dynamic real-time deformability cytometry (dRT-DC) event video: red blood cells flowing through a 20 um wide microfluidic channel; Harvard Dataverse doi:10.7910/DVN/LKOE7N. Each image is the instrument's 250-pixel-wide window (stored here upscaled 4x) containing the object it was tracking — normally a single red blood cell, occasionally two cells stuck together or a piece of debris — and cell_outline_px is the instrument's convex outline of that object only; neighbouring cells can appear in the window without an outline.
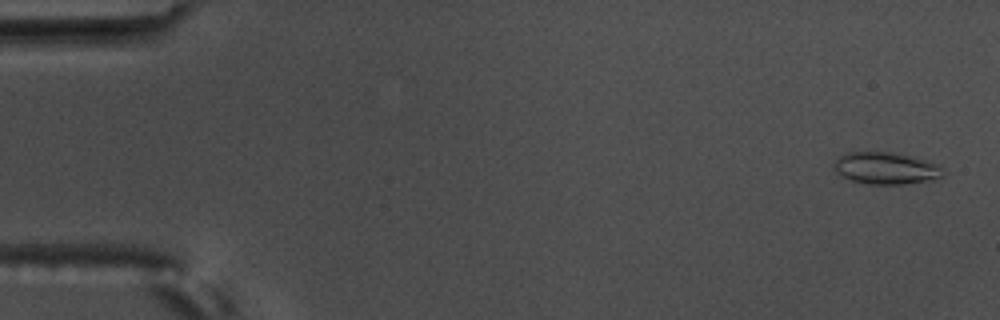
{"species": "common noctule bat (a hibernating species)", "species_latin": "Nyctalus noctula", "temperature_condition": "warm", "stored_images_in_passage": 5, "camera_frame_rate_fps": 3000, "um_per_image_px": 0.085, "animal": {"sex": "male", "body_mass_g": 17.5, "forearm_length_mm": 52.3}, "frame": {"image": 1, "passage_image": 1, "time_ms": 0.0, "image_size_px": [1000, 320], "cell_outline_px": [[944, 176], [904, 184], [868, 184], [852, 180], [836, 172], [832, 168], [832, 164], [840, 156], [852, 152], [892, 152], [912, 156], [940, 164], [944, 172]], "centroid_in_image_um": [75.3, 14.29], "position_along_channel_um": 9.7, "area_um2": 20.17}}
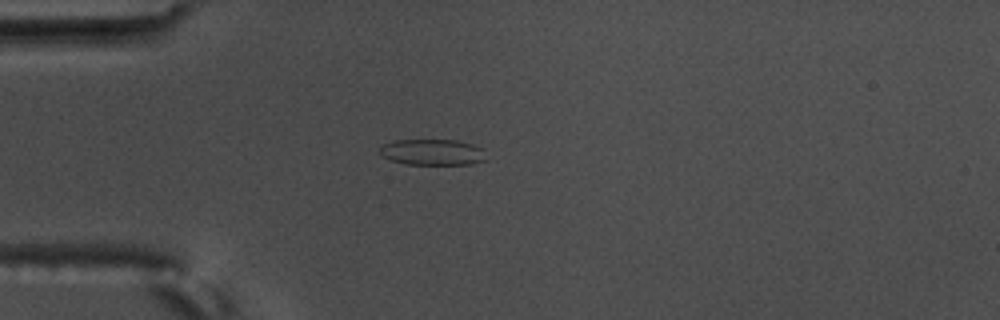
{"frame": {"image": 2, "passage_image": 5, "time_ms": 1.333, "image_size_px": [1000, 320], "cell_outline_px": [[488, 160], [472, 164], [404, 164], [380, 156], [380, 148], [384, 144], [392, 140], [456, 140], [472, 144], [480, 148]], "centroid_in_image_um": [36.74, 12.94], "position_along_channel_um": 48.3, "area_um2": 16.13}}